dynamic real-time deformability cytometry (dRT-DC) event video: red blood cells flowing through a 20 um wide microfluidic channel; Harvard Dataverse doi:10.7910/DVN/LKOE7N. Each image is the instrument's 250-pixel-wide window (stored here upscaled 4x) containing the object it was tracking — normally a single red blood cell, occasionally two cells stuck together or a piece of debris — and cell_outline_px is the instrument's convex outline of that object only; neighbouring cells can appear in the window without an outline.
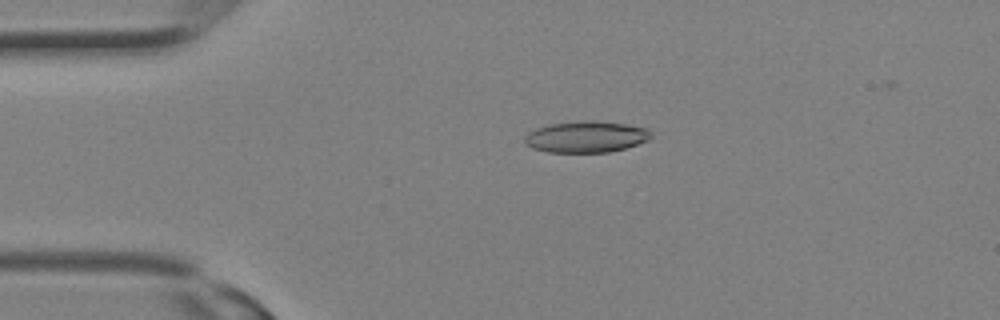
{"species": "Egyptian fruit bat (a non-hibernating species)", "species_latin": "Rousettus aegyptiacus", "temperature_condition": "room temperature", "stored_images_in_passage": 30, "camera_frame_rate_fps": 3000, "um_per_image_px": 0.085, "animal": {"sex": "female"}, "frame": {"image": 1, "passage_image": 7, "time_ms": 2.0, "image_size_px": [1000, 320], "cell_outline_px": [[652, 136], [648, 140], [624, 148], [608, 152], [548, 152], [532, 148], [524, 144], [524, 136], [528, 132], [536, 128], [548, 124], [580, 120], [596, 120], [628, 124], [648, 128], [652, 132]], "centroid_in_image_um": [49.8, 11.61], "position_along_channel_um": 35.2, "area_um2": 23.41}}
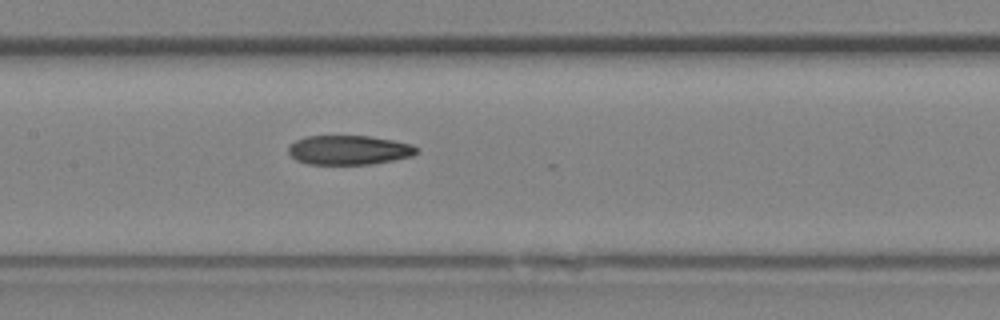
{"frame": {"image": 2, "passage_image": 15, "time_ms": 4.667, "image_size_px": [1000, 320], "cell_outline_px": [[420, 148], [412, 156], [372, 164], [308, 164], [296, 160], [288, 152], [288, 144], [296, 140], [308, 136], [368, 136], [392, 140], [412, 144]], "centroid_in_image_um": [29.65, 12.75], "position_along_channel_um": 177.8, "area_um2": 21.91}}
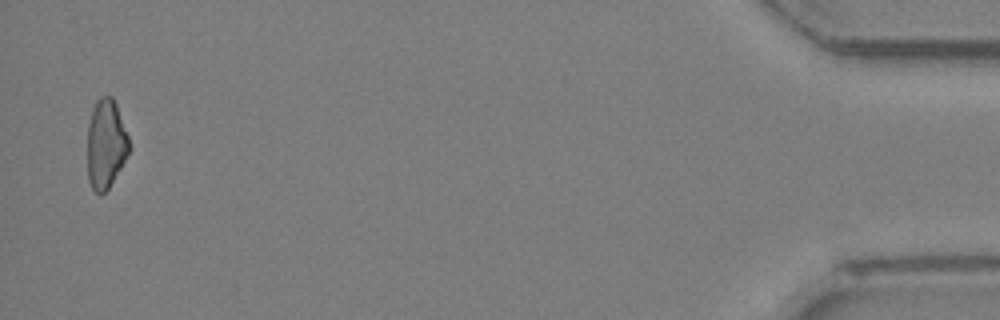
{"frame": {"image": 3, "passage_image": 30, "time_ms": 9.667, "image_size_px": [1000, 320], "cell_outline_px": [[132, 148], [108, 188], [100, 196], [92, 188], [88, 180], [88, 124], [92, 108], [96, 100], [100, 96], [112, 96], [116, 104], [128, 136]], "centroid_in_image_um": [9.0, 12.22], "position_along_channel_um": 426.2, "area_um2": 21.73}}